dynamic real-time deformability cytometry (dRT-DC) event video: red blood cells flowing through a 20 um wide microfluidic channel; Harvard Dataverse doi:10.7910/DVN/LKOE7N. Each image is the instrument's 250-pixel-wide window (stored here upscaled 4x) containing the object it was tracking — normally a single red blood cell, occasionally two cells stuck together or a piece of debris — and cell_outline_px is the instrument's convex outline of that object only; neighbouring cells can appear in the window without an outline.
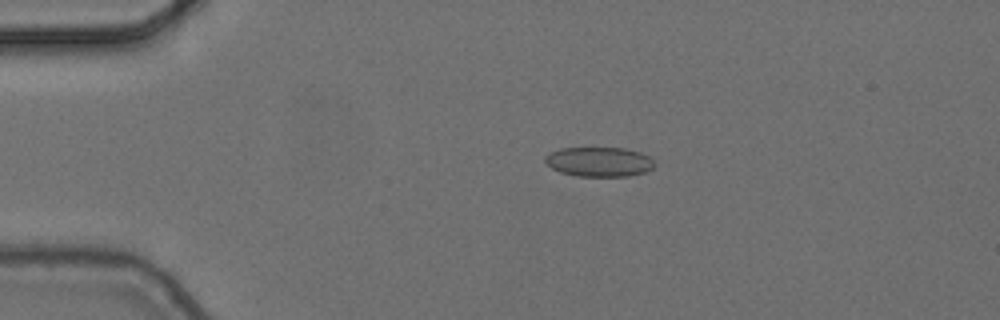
{"species": "common noctule bat (a hibernating species)", "species_latin": "Nyctalus noctula", "temperature_condition": "cold", "stored_images_in_passage": 3, "camera_frame_rate_fps": 3000, "um_per_image_px": 0.085, "animal": {"sex": "female", "body_mass_g": 24.6, "forearm_length_mm": 56.2}, "frame": {"image": 1, "passage_image": 2, "time_ms": 0.333, "image_size_px": [1000, 320], "cell_outline_px": [[656, 164], [652, 168], [644, 172], [628, 176], [576, 176], [560, 172], [552, 168], [544, 160], [544, 156], [548, 152], [560, 148], [624, 148], [640, 152], [648, 156]], "centroid_in_image_um": [50.89, 13.75], "position_along_channel_um": 34.1, "area_um2": 18.9}}